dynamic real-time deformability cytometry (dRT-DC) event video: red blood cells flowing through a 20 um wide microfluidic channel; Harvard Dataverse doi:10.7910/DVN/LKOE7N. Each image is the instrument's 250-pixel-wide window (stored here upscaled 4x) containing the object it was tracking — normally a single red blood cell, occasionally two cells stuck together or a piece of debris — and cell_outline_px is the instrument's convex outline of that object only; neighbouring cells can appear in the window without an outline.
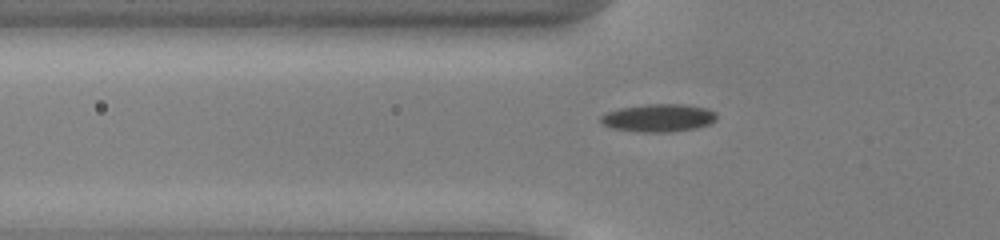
{"species": "common noctule bat (a hibernating species)", "species_latin": "Nyctalus noctula", "temperature_condition": "cold", "stored_images_in_passage": 36, "camera_frame_rate_fps": 3000, "um_per_image_px": 0.085, "animal": {"sex": "male", "body_mass_g": 13.0, "forearm_length_mm": 53.1}, "frame": {"image": 1, "passage_image": 2, "time_ms": 0.333, "image_size_px": [1000, 240], "cell_outline_px": [[716, 120], [708, 124], [696, 128], [672, 132], [644, 132], [612, 128], [604, 124], [600, 120], [600, 116], [608, 112], [620, 108], [648, 104], [684, 104], [708, 108], [716, 112]], "centroid_in_image_um": [56.01, 10.01], "position_along_channel_um": 69.8, "area_um2": 18.73}}
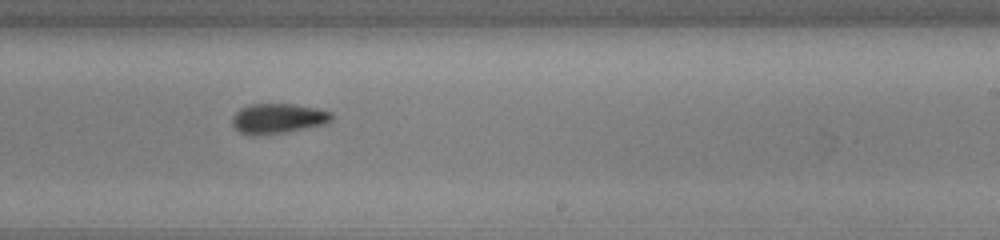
{"frame": {"image": 2, "passage_image": 17, "time_ms": 5.333, "image_size_px": [1000, 240], "cell_outline_px": [[332, 120], [328, 124], [288, 132], [264, 136], [252, 136], [240, 132], [232, 124], [232, 116], [240, 108], [252, 104], [292, 104], [316, 108], [332, 112]], "centroid_in_image_um": [23.64, 10.1], "position_along_channel_um": 265.4, "area_um2": 17.74}}
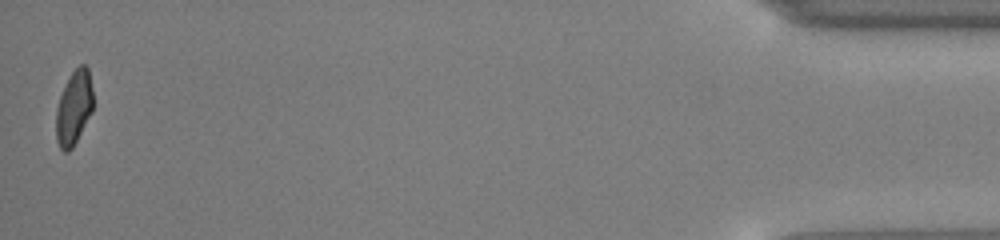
{"frame": {"image": 3, "passage_image": 36, "time_ms": 11.667, "image_size_px": [1000, 240], "cell_outline_px": [[92, 112], [72, 148], [68, 152], [64, 152], [60, 148], [56, 140], [56, 108], [60, 96], [72, 72], [80, 64], [84, 64], [88, 68], [92, 88]], "centroid_in_image_um": [6.27, 9.18], "position_along_channel_um": 428.9, "area_um2": 15.84}, "authors_computed_cell_mechanics": {"area_um2": 17.3978, "velocity_mm_per_s": 3.9338, "shape_relaxation_time_tau1_ms": 6.6418, "shape_relaxation_time_tau2_ms": 4.926, "deformation_change_tau1": 0.1238, "deformation_change_tau2": 0.1011}}